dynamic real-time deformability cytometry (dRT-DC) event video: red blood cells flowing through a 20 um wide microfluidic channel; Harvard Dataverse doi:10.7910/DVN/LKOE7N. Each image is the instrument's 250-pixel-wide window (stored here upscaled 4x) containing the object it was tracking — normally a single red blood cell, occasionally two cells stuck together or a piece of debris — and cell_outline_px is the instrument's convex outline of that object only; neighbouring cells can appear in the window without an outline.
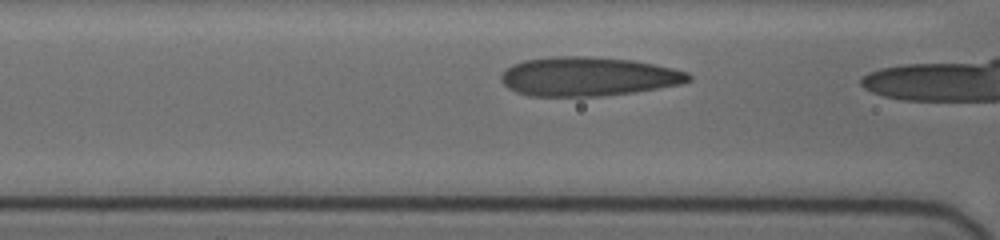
{"species": "human", "species_latin": "Homo sapiens", "temperature_condition": "cold", "stored_images_in_passage": 7, "camera_frame_rate_fps": 3000, "um_per_image_px": 0.085, "donor": {"sex": "female"}, "frame": {"image": 1, "passage_image": 3, "time_ms": 0.333, "image_size_px": [1000, 240], "cell_outline_px": [[692, 80], [680, 84], [632, 92], [600, 96], [528, 96], [516, 92], [508, 88], [500, 80], [500, 76], [512, 64], [524, 60], [552, 56], [592, 56], [632, 60], [672, 68], [688, 72], [692, 76]], "centroid_in_image_um": [49.96, 6.5], "position_along_channel_um": 116.6, "area_um2": 42.66}}